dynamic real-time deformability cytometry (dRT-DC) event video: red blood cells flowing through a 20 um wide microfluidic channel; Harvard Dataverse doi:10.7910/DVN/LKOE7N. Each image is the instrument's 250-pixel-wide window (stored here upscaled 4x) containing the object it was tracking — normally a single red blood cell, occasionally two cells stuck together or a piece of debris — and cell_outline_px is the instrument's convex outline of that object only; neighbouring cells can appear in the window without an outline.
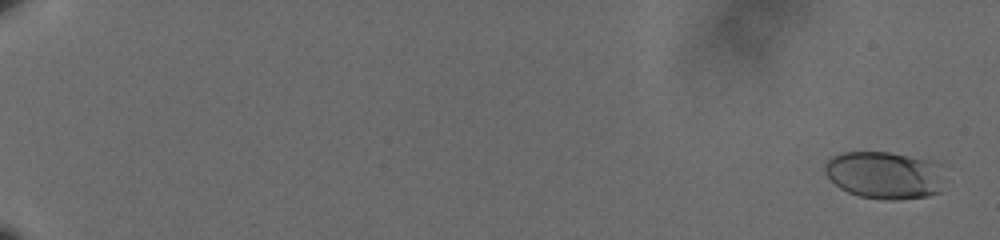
{"species": "human", "species_latin": "Homo sapiens", "temperature_condition": "cold", "stored_images_in_passage": 18, "camera_frame_rate_fps": 3000, "um_per_image_px": 0.085, "donor": {"sex": "male"}, "frame": {"image": 1, "passage_image": 2, "time_ms": 0.333, "image_size_px": [1000, 240], "cell_outline_px": [[940, 192], [928, 196], [900, 200], [884, 200], [860, 196], [848, 192], [840, 188], [824, 172], [824, 164], [832, 156], [840, 152], [888, 152], [924, 160], [928, 164]], "centroid_in_image_um": [74.93, 14.91], "position_along_channel_um": 10.1, "area_um2": 31.39}}
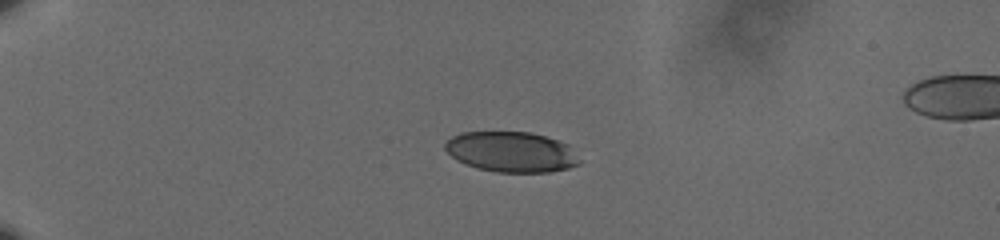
{"frame": {"image": 2, "passage_image": 12, "time_ms": 3.667, "image_size_px": [1000, 240], "cell_outline_px": [[580, 164], [568, 168], [548, 172], [496, 172], [464, 164], [452, 156], [444, 148], [444, 144], [452, 136], [460, 132], [528, 132], [544, 136], [568, 144], [580, 160]], "centroid_in_image_um": [43.46, 12.91], "position_along_channel_um": 41.5, "area_um2": 31.44}}
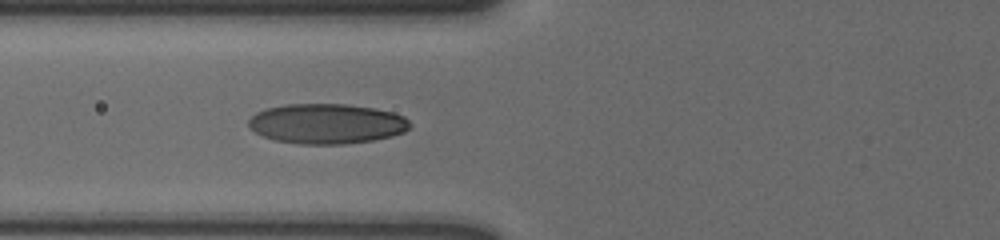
{"frame": {"image": 3, "passage_image": 18, "time_ms": 5.667, "image_size_px": [1000, 240], "cell_outline_px": [[412, 128], [404, 132], [392, 136], [372, 140], [344, 144], [300, 144], [272, 140], [248, 128], [248, 120], [256, 112], [268, 108], [284, 104], [348, 104], [376, 108], [392, 112], [404, 116], [412, 124]], "centroid_in_image_um": [27.79, 10.51], "position_along_channel_um": 98.0, "area_um2": 37.97}}